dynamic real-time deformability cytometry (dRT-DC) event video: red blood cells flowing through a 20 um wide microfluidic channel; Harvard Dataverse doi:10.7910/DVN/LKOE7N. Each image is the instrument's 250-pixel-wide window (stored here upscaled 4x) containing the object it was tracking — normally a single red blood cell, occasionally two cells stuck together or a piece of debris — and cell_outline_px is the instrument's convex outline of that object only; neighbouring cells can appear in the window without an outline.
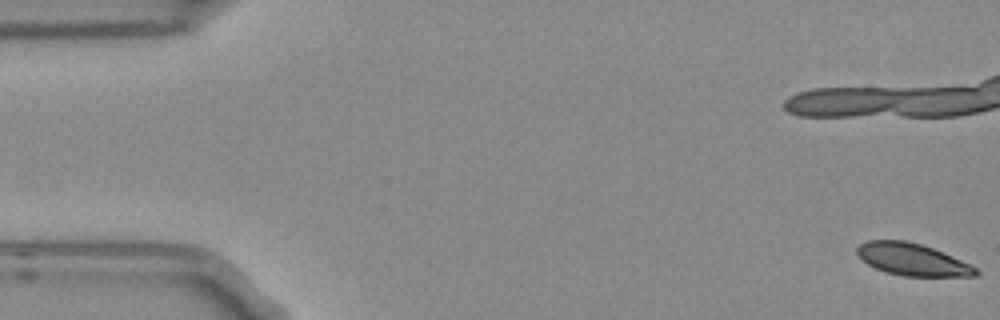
{"species": "Egyptian fruit bat (a non-hibernating species)", "species_latin": "Rousettus aegyptiacus", "temperature_condition": "room temperature", "stored_images_in_passage": 15, "camera_frame_rate_fps": 3000, "um_per_image_px": 0.085, "frame": {"image": 1, "passage_image": 1, "time_ms": 0.0, "image_size_px": [1000, 320], "cell_outline_px": [[980, 272], [976, 276], [904, 276], [888, 272], [876, 268], [868, 264], [856, 256], [856, 248], [860, 244], [868, 240], [904, 240], [920, 244], [944, 252], [976, 268]], "centroid_in_image_um": [77.51, 22.05], "position_along_channel_um": 7.5, "area_um2": 22.08}}